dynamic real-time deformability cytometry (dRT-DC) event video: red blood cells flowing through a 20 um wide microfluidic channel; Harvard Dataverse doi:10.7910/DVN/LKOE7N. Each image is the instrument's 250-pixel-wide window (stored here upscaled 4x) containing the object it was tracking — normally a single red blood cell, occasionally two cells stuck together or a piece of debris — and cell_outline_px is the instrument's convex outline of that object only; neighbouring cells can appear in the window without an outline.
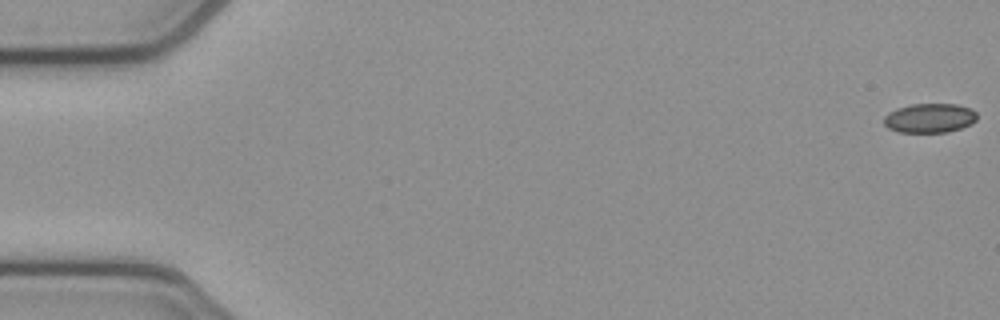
{"species": "common noctule bat (a hibernating species)", "species_latin": "Nyctalus noctula", "temperature_condition": "cold", "stored_images_in_passage": 53, "camera_frame_rate_fps": 3000, "um_per_image_px": 0.085, "animal": {"sex": "female", "body_mass_g": 21.9}, "frame": {"image": 1, "passage_image": 1, "time_ms": 0.0, "image_size_px": [1000, 320], "cell_outline_px": [[976, 120], [972, 124], [948, 132], [900, 132], [888, 128], [884, 124], [884, 116], [888, 112], [896, 108], [912, 104], [956, 104], [972, 108], [976, 112]], "centroid_in_image_um": [79.02, 10.03], "position_along_channel_um": 6.0, "area_um2": 16.01}}
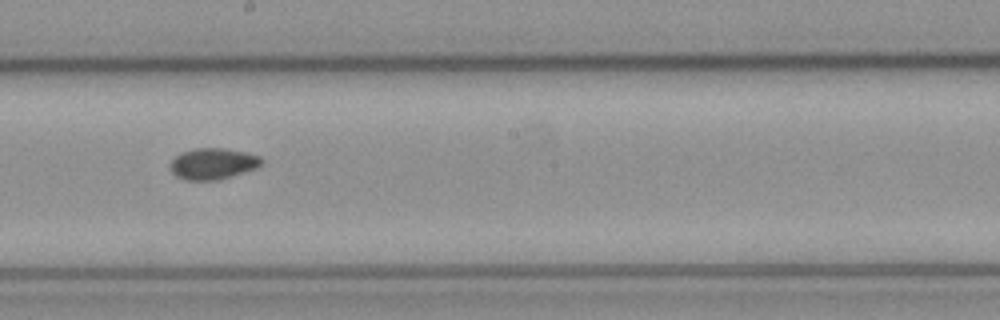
{"frame": {"image": 2, "passage_image": 30, "time_ms": 9.667, "image_size_px": [1000, 320], "cell_outline_px": [[264, 160], [256, 168], [216, 180], [184, 180], [176, 176], [168, 168], [168, 164], [180, 152], [196, 148], [224, 148], [244, 152], [260, 156]], "centroid_in_image_um": [18.04, 13.91], "position_along_channel_um": 230.2, "area_um2": 16.59}}
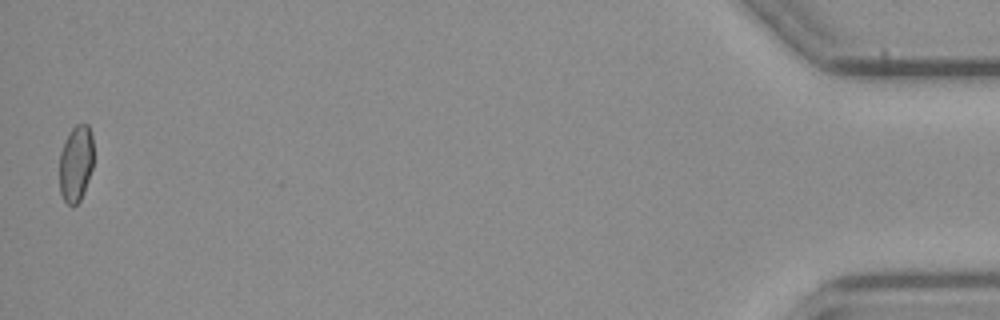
{"frame": {"image": 3, "passage_image": 53, "time_ms": 17.333, "image_size_px": [1000, 320], "cell_outline_px": [[92, 168], [84, 192], [80, 200], [72, 208], [64, 200], [60, 192], [60, 152], [72, 128], [76, 124], [88, 124], [92, 136]], "centroid_in_image_um": [6.45, 13.92], "position_along_channel_um": 428.8, "area_um2": 15.03}, "authors_computed_cell_mechanics": {"area_um2": 16.2418, "velocity_mm_per_s": 3.8816, "shape_relaxation_time_tau1_ms": null, "shape_relaxation_time_tau2_ms": 3.8344, "deformation_change_tau1": null, "deformation_change_tau2": 0.067}}